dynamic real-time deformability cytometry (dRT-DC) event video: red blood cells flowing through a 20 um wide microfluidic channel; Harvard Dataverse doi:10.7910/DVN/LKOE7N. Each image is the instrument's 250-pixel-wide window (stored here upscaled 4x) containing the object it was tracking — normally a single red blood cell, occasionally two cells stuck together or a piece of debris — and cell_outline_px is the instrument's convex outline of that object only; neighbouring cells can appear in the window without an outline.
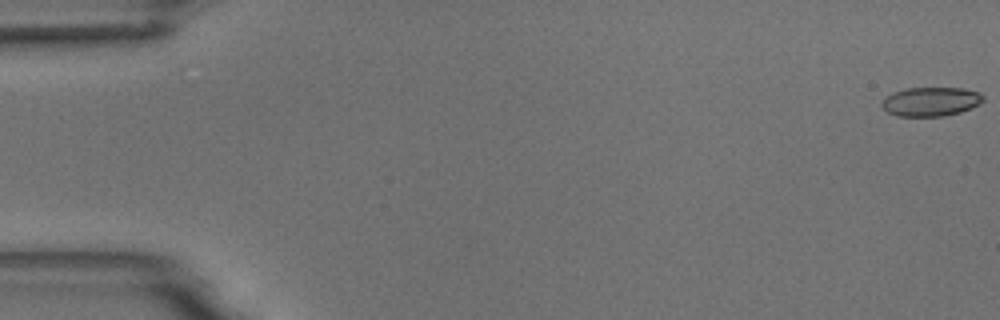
{"species": "common noctule bat (a hibernating species)", "species_latin": "Nyctalus noctula", "temperature_condition": "room temperature", "stored_images_in_passage": 3, "camera_frame_rate_fps": 3000, "um_per_image_px": 0.085, "animal": {"sex": "male", "body_mass_g": 18.8}, "frame": {"image": 1, "passage_image": 1, "time_ms": 0.0, "image_size_px": [1000, 320], "cell_outline_px": [[984, 100], [980, 104], [960, 112], [944, 116], [896, 116], [888, 112], [880, 104], [892, 92], [904, 88], [964, 88], [980, 92], [984, 96]], "centroid_in_image_um": [79.14, 8.63], "position_along_channel_um": 5.9, "area_um2": 17.22}}